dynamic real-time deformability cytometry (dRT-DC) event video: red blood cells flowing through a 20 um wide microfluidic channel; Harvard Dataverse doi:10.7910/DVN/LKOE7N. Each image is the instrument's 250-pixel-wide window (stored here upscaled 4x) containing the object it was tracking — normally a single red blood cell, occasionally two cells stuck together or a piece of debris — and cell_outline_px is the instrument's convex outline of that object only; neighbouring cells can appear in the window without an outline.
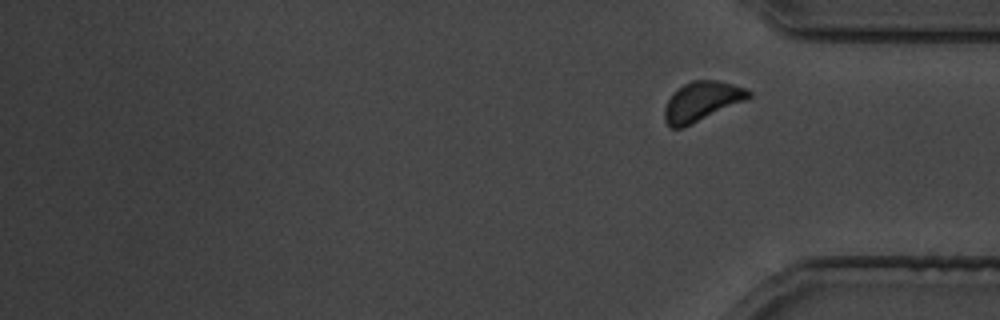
{"species": "common noctule bat (a hibernating species)", "species_latin": "Nyctalus noctula", "temperature_condition": "cold", "stored_images_in_passage": 27, "camera_frame_rate_fps": 3000, "um_per_image_px": 0.085, "animal": {"sex": "male", "body_mass_g": 19.5, "forearm_length_mm": 54.6}, "frame": {"image": 1, "passage_image": 27, "time_ms": 32.667, "image_size_px": [1000, 320], "cell_outline_px": [[752, 96], [748, 100], [684, 128], [668, 128], [664, 120], [664, 108], [668, 100], [684, 84], [692, 80], [716, 80], [732, 84], [744, 88], [752, 92]], "centroid_in_image_um": [59.67, 8.65], "position_along_channel_um": 375.5, "area_um2": 19.54}}